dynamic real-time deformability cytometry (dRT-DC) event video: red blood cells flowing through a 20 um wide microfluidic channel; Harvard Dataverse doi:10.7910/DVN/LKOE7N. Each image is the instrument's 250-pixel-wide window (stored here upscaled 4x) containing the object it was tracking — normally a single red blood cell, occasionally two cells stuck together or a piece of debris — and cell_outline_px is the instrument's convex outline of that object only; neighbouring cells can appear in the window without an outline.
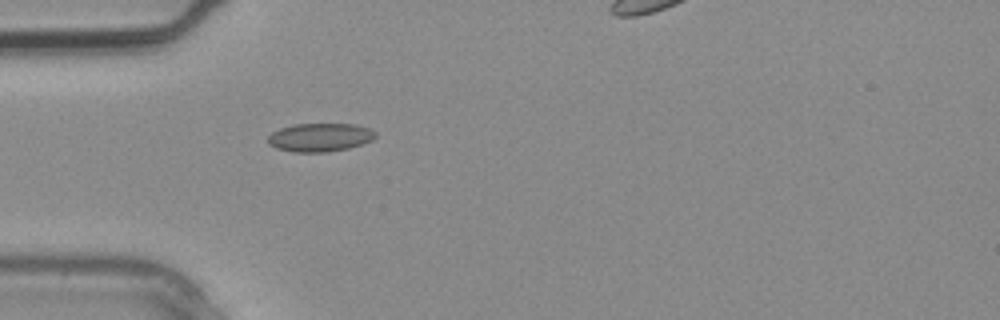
{"species": "common noctule bat (a hibernating species)", "species_latin": "Nyctalus noctula", "temperature_condition": "warm", "stored_images_in_passage": 3, "camera_frame_rate_fps": 3000, "um_per_image_px": 0.085, "animal": {"sex": "male", "body_mass_g": 20.4}, "frame": {"image": 1, "passage_image": 2, "time_ms": 0.333, "image_size_px": [1000, 320], "cell_outline_px": [[376, 136], [372, 140], [348, 148], [324, 152], [292, 152], [276, 148], [268, 144], [268, 136], [272, 132], [280, 128], [296, 124], [356, 124], [368, 128], [376, 132]], "centroid_in_image_um": [27.17, 11.67], "position_along_channel_um": 57.8, "area_um2": 17.74}}